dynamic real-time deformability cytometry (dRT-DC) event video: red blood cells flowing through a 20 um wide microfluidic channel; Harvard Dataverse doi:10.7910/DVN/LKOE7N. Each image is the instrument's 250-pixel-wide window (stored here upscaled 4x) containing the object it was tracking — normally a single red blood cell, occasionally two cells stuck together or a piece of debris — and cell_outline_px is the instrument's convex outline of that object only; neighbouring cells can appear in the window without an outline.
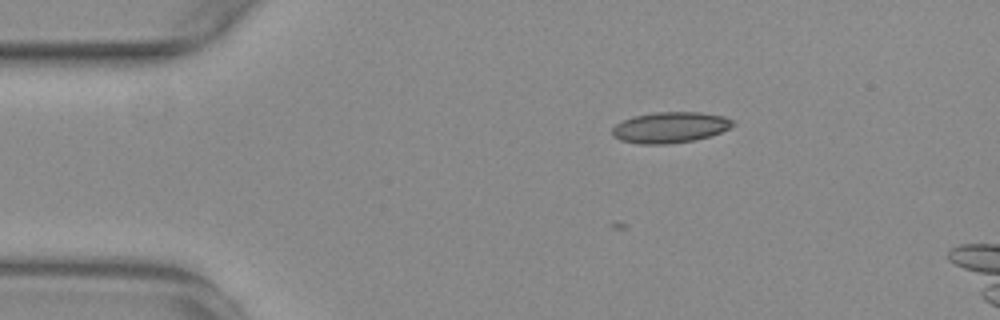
{"species": "common noctule bat (a hibernating species)", "species_latin": "Nyctalus noctula", "temperature_condition": "warm", "stored_images_in_passage": 3, "camera_frame_rate_fps": 3000, "um_per_image_px": 0.085, "animal": {"sex": "female", "body_mass_g": 29.2, "forearm_length_mm": 56.3}, "frame": {"image": 1, "passage_image": 1, "time_ms": 0.0, "image_size_px": [1000, 320], "cell_outline_px": [[736, 124], [732, 128], [708, 136], [692, 140], [668, 144], [636, 144], [620, 140], [612, 136], [612, 128], [616, 124], [632, 116], [652, 112], [700, 112], [724, 116], [732, 120]], "centroid_in_image_um": [56.94, 10.82], "position_along_channel_um": 28.1, "area_um2": 21.85}}